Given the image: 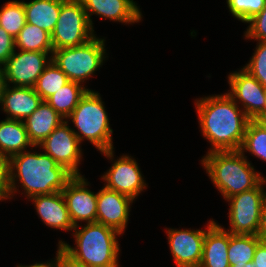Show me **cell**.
<instances>
[{"label":"cell","mask_w":266,"mask_h":267,"mask_svg":"<svg viewBox=\"0 0 266 267\" xmlns=\"http://www.w3.org/2000/svg\"><path fill=\"white\" fill-rule=\"evenodd\" d=\"M100 94L88 89L81 97L78 105L67 118L74 124V130L80 143L86 139L111 161L114 160V146L112 141L113 129Z\"/></svg>","instance_id":"5"},{"label":"cell","mask_w":266,"mask_h":267,"mask_svg":"<svg viewBox=\"0 0 266 267\" xmlns=\"http://www.w3.org/2000/svg\"><path fill=\"white\" fill-rule=\"evenodd\" d=\"M69 81L67 75L51 61L38 77L34 89L46 101Z\"/></svg>","instance_id":"26"},{"label":"cell","mask_w":266,"mask_h":267,"mask_svg":"<svg viewBox=\"0 0 266 267\" xmlns=\"http://www.w3.org/2000/svg\"><path fill=\"white\" fill-rule=\"evenodd\" d=\"M15 47L21 51L53 53L51 34L33 24L26 23L15 38Z\"/></svg>","instance_id":"24"},{"label":"cell","mask_w":266,"mask_h":267,"mask_svg":"<svg viewBox=\"0 0 266 267\" xmlns=\"http://www.w3.org/2000/svg\"><path fill=\"white\" fill-rule=\"evenodd\" d=\"M26 22L52 33L57 23L61 0H32L24 2Z\"/></svg>","instance_id":"22"},{"label":"cell","mask_w":266,"mask_h":267,"mask_svg":"<svg viewBox=\"0 0 266 267\" xmlns=\"http://www.w3.org/2000/svg\"><path fill=\"white\" fill-rule=\"evenodd\" d=\"M10 199L9 162L0 156V201Z\"/></svg>","instance_id":"33"},{"label":"cell","mask_w":266,"mask_h":267,"mask_svg":"<svg viewBox=\"0 0 266 267\" xmlns=\"http://www.w3.org/2000/svg\"><path fill=\"white\" fill-rule=\"evenodd\" d=\"M28 147L34 148L23 121L8 118L0 121V156L9 159Z\"/></svg>","instance_id":"21"},{"label":"cell","mask_w":266,"mask_h":267,"mask_svg":"<svg viewBox=\"0 0 266 267\" xmlns=\"http://www.w3.org/2000/svg\"><path fill=\"white\" fill-rule=\"evenodd\" d=\"M92 27L91 15L125 24L140 22L142 13L133 0H81Z\"/></svg>","instance_id":"16"},{"label":"cell","mask_w":266,"mask_h":267,"mask_svg":"<svg viewBox=\"0 0 266 267\" xmlns=\"http://www.w3.org/2000/svg\"><path fill=\"white\" fill-rule=\"evenodd\" d=\"M68 121L62 122L37 147L51 156L59 165L64 166L74 176H81L79 164L82 155L80 141Z\"/></svg>","instance_id":"9"},{"label":"cell","mask_w":266,"mask_h":267,"mask_svg":"<svg viewBox=\"0 0 266 267\" xmlns=\"http://www.w3.org/2000/svg\"><path fill=\"white\" fill-rule=\"evenodd\" d=\"M17 267H57V253L55 259L52 261L44 262V263H35L32 265H18Z\"/></svg>","instance_id":"37"},{"label":"cell","mask_w":266,"mask_h":267,"mask_svg":"<svg viewBox=\"0 0 266 267\" xmlns=\"http://www.w3.org/2000/svg\"><path fill=\"white\" fill-rule=\"evenodd\" d=\"M228 83L227 94L237 105L241 102V109L253 120L264 109L266 88L244 68L230 73Z\"/></svg>","instance_id":"12"},{"label":"cell","mask_w":266,"mask_h":267,"mask_svg":"<svg viewBox=\"0 0 266 267\" xmlns=\"http://www.w3.org/2000/svg\"><path fill=\"white\" fill-rule=\"evenodd\" d=\"M202 135L211 151L240 150L251 120L227 94L205 96L195 101Z\"/></svg>","instance_id":"1"},{"label":"cell","mask_w":266,"mask_h":267,"mask_svg":"<svg viewBox=\"0 0 266 267\" xmlns=\"http://www.w3.org/2000/svg\"><path fill=\"white\" fill-rule=\"evenodd\" d=\"M215 223L209 220L206 229L166 230L170 252L177 267H199L206 231Z\"/></svg>","instance_id":"11"},{"label":"cell","mask_w":266,"mask_h":267,"mask_svg":"<svg viewBox=\"0 0 266 267\" xmlns=\"http://www.w3.org/2000/svg\"><path fill=\"white\" fill-rule=\"evenodd\" d=\"M5 86H6V83H5V78H4V72H3L2 67H0V104H1L2 94H3Z\"/></svg>","instance_id":"38"},{"label":"cell","mask_w":266,"mask_h":267,"mask_svg":"<svg viewBox=\"0 0 266 267\" xmlns=\"http://www.w3.org/2000/svg\"><path fill=\"white\" fill-rule=\"evenodd\" d=\"M250 61L243 68L266 88V42L258 41Z\"/></svg>","instance_id":"30"},{"label":"cell","mask_w":266,"mask_h":267,"mask_svg":"<svg viewBox=\"0 0 266 267\" xmlns=\"http://www.w3.org/2000/svg\"><path fill=\"white\" fill-rule=\"evenodd\" d=\"M15 50V38L0 26V67L8 61Z\"/></svg>","instance_id":"32"},{"label":"cell","mask_w":266,"mask_h":267,"mask_svg":"<svg viewBox=\"0 0 266 267\" xmlns=\"http://www.w3.org/2000/svg\"><path fill=\"white\" fill-rule=\"evenodd\" d=\"M57 267H87V266L73 259L60 246H58Z\"/></svg>","instance_id":"34"},{"label":"cell","mask_w":266,"mask_h":267,"mask_svg":"<svg viewBox=\"0 0 266 267\" xmlns=\"http://www.w3.org/2000/svg\"><path fill=\"white\" fill-rule=\"evenodd\" d=\"M239 150L211 151L201 163L214 186L225 200L255 188L264 177Z\"/></svg>","instance_id":"3"},{"label":"cell","mask_w":266,"mask_h":267,"mask_svg":"<svg viewBox=\"0 0 266 267\" xmlns=\"http://www.w3.org/2000/svg\"><path fill=\"white\" fill-rule=\"evenodd\" d=\"M253 120L266 131V115H257Z\"/></svg>","instance_id":"39"},{"label":"cell","mask_w":266,"mask_h":267,"mask_svg":"<svg viewBox=\"0 0 266 267\" xmlns=\"http://www.w3.org/2000/svg\"><path fill=\"white\" fill-rule=\"evenodd\" d=\"M26 23L23 1H8L0 9V26L13 38L17 37Z\"/></svg>","instance_id":"27"},{"label":"cell","mask_w":266,"mask_h":267,"mask_svg":"<svg viewBox=\"0 0 266 267\" xmlns=\"http://www.w3.org/2000/svg\"><path fill=\"white\" fill-rule=\"evenodd\" d=\"M49 54V56H48ZM51 55V56H50ZM52 61V53L16 50L2 66L5 83L34 88L38 77Z\"/></svg>","instance_id":"10"},{"label":"cell","mask_w":266,"mask_h":267,"mask_svg":"<svg viewBox=\"0 0 266 267\" xmlns=\"http://www.w3.org/2000/svg\"><path fill=\"white\" fill-rule=\"evenodd\" d=\"M261 239L257 235L231 234L229 232L228 259L230 266L246 265L253 261L254 252Z\"/></svg>","instance_id":"25"},{"label":"cell","mask_w":266,"mask_h":267,"mask_svg":"<svg viewBox=\"0 0 266 267\" xmlns=\"http://www.w3.org/2000/svg\"><path fill=\"white\" fill-rule=\"evenodd\" d=\"M230 267H255V266H254L253 261H251V262L246 263L245 266L244 265H241V266L233 265V266H230Z\"/></svg>","instance_id":"40"},{"label":"cell","mask_w":266,"mask_h":267,"mask_svg":"<svg viewBox=\"0 0 266 267\" xmlns=\"http://www.w3.org/2000/svg\"><path fill=\"white\" fill-rule=\"evenodd\" d=\"M247 23L250 25L245 31V39L266 42V6Z\"/></svg>","instance_id":"31"},{"label":"cell","mask_w":266,"mask_h":267,"mask_svg":"<svg viewBox=\"0 0 266 267\" xmlns=\"http://www.w3.org/2000/svg\"><path fill=\"white\" fill-rule=\"evenodd\" d=\"M104 186L135 200L146 189L137 161L128 155L120 156L111 168L101 176Z\"/></svg>","instance_id":"13"},{"label":"cell","mask_w":266,"mask_h":267,"mask_svg":"<svg viewBox=\"0 0 266 267\" xmlns=\"http://www.w3.org/2000/svg\"><path fill=\"white\" fill-rule=\"evenodd\" d=\"M30 200L34 202L37 214L46 226L64 231L74 229L62 192L35 195Z\"/></svg>","instance_id":"17"},{"label":"cell","mask_w":266,"mask_h":267,"mask_svg":"<svg viewBox=\"0 0 266 267\" xmlns=\"http://www.w3.org/2000/svg\"><path fill=\"white\" fill-rule=\"evenodd\" d=\"M257 236L261 239V241L266 242V199L261 208L260 224L257 231Z\"/></svg>","instance_id":"36"},{"label":"cell","mask_w":266,"mask_h":267,"mask_svg":"<svg viewBox=\"0 0 266 267\" xmlns=\"http://www.w3.org/2000/svg\"><path fill=\"white\" fill-rule=\"evenodd\" d=\"M264 178L255 188L229 197L228 232L231 234L257 235L263 202L266 199Z\"/></svg>","instance_id":"8"},{"label":"cell","mask_w":266,"mask_h":267,"mask_svg":"<svg viewBox=\"0 0 266 267\" xmlns=\"http://www.w3.org/2000/svg\"><path fill=\"white\" fill-rule=\"evenodd\" d=\"M240 152H249L257 158L266 161V131L254 120L247 124Z\"/></svg>","instance_id":"28"},{"label":"cell","mask_w":266,"mask_h":267,"mask_svg":"<svg viewBox=\"0 0 266 267\" xmlns=\"http://www.w3.org/2000/svg\"><path fill=\"white\" fill-rule=\"evenodd\" d=\"M87 90L88 88H85L84 85L69 81L51 95L46 102L52 106L60 116L67 120Z\"/></svg>","instance_id":"23"},{"label":"cell","mask_w":266,"mask_h":267,"mask_svg":"<svg viewBox=\"0 0 266 267\" xmlns=\"http://www.w3.org/2000/svg\"><path fill=\"white\" fill-rule=\"evenodd\" d=\"M105 55V38L94 36L82 45L53 50L52 61L70 81L83 85L103 65Z\"/></svg>","instance_id":"6"},{"label":"cell","mask_w":266,"mask_h":267,"mask_svg":"<svg viewBox=\"0 0 266 267\" xmlns=\"http://www.w3.org/2000/svg\"><path fill=\"white\" fill-rule=\"evenodd\" d=\"M43 99L31 87H15L7 85L4 88L1 106L8 119L24 121L41 104Z\"/></svg>","instance_id":"18"},{"label":"cell","mask_w":266,"mask_h":267,"mask_svg":"<svg viewBox=\"0 0 266 267\" xmlns=\"http://www.w3.org/2000/svg\"><path fill=\"white\" fill-rule=\"evenodd\" d=\"M133 199L105 186L98 192L96 222L125 232Z\"/></svg>","instance_id":"15"},{"label":"cell","mask_w":266,"mask_h":267,"mask_svg":"<svg viewBox=\"0 0 266 267\" xmlns=\"http://www.w3.org/2000/svg\"><path fill=\"white\" fill-rule=\"evenodd\" d=\"M72 230L76 247L60 240V246L69 256L87 267H120L117 236L121 234L101 223H86Z\"/></svg>","instance_id":"4"},{"label":"cell","mask_w":266,"mask_h":267,"mask_svg":"<svg viewBox=\"0 0 266 267\" xmlns=\"http://www.w3.org/2000/svg\"><path fill=\"white\" fill-rule=\"evenodd\" d=\"M253 263L255 267H266V242L260 241L255 249Z\"/></svg>","instance_id":"35"},{"label":"cell","mask_w":266,"mask_h":267,"mask_svg":"<svg viewBox=\"0 0 266 267\" xmlns=\"http://www.w3.org/2000/svg\"><path fill=\"white\" fill-rule=\"evenodd\" d=\"M88 183L83 175L74 176L61 191L74 227L79 221L96 222L98 192L88 189Z\"/></svg>","instance_id":"14"},{"label":"cell","mask_w":266,"mask_h":267,"mask_svg":"<svg viewBox=\"0 0 266 267\" xmlns=\"http://www.w3.org/2000/svg\"><path fill=\"white\" fill-rule=\"evenodd\" d=\"M64 121V118L52 106L46 101H42L39 107L23 122L30 142L37 148Z\"/></svg>","instance_id":"20"},{"label":"cell","mask_w":266,"mask_h":267,"mask_svg":"<svg viewBox=\"0 0 266 267\" xmlns=\"http://www.w3.org/2000/svg\"><path fill=\"white\" fill-rule=\"evenodd\" d=\"M8 162L10 199L17 193L19 186L23 187L21 189H24L27 199L35 195L61 192L74 177L64 166L42 152L26 150L10 157Z\"/></svg>","instance_id":"2"},{"label":"cell","mask_w":266,"mask_h":267,"mask_svg":"<svg viewBox=\"0 0 266 267\" xmlns=\"http://www.w3.org/2000/svg\"><path fill=\"white\" fill-rule=\"evenodd\" d=\"M81 0H61L60 14L51 33L54 50L82 45L94 35Z\"/></svg>","instance_id":"7"},{"label":"cell","mask_w":266,"mask_h":267,"mask_svg":"<svg viewBox=\"0 0 266 267\" xmlns=\"http://www.w3.org/2000/svg\"><path fill=\"white\" fill-rule=\"evenodd\" d=\"M231 14L239 21L247 23L266 6V0H226Z\"/></svg>","instance_id":"29"},{"label":"cell","mask_w":266,"mask_h":267,"mask_svg":"<svg viewBox=\"0 0 266 267\" xmlns=\"http://www.w3.org/2000/svg\"><path fill=\"white\" fill-rule=\"evenodd\" d=\"M228 247L229 232L215 222L206 231L199 267H230Z\"/></svg>","instance_id":"19"},{"label":"cell","mask_w":266,"mask_h":267,"mask_svg":"<svg viewBox=\"0 0 266 267\" xmlns=\"http://www.w3.org/2000/svg\"><path fill=\"white\" fill-rule=\"evenodd\" d=\"M258 115H266V95H265V106H264V109Z\"/></svg>","instance_id":"41"}]
</instances>
